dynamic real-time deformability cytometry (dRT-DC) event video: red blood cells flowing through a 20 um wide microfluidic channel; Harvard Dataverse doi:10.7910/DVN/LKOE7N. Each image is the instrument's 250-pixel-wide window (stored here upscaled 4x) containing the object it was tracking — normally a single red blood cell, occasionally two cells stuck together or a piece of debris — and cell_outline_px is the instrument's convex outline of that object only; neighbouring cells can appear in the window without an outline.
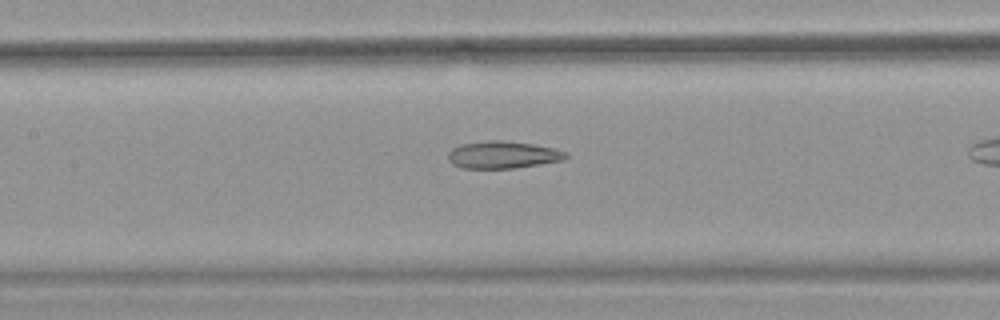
{"species": "common noctule bat (a hibernating species)", "species_latin": "Nyctalus noctula", "temperature_condition": "warm", "stored_images_in_passage": 31, "camera_frame_rate_fps": 3000, "um_per_image_px": 0.085, "animal": {"sex": "female", "body_mass_g": 18.4}, "frame": {"image": 1, "passage_image": 14, "time_ms": 4.333, "image_size_px": [1000, 320], "cell_outline_px": [[568, 156], [564, 160], [516, 168], [464, 168], [452, 164], [448, 160], [448, 152], [452, 148], [460, 144], [488, 140], [504, 140], [532, 144], [552, 148], [568, 152]], "centroid_in_image_um": [42.73, 13.15], "position_along_channel_um": 164.7, "area_um2": 18.79}}